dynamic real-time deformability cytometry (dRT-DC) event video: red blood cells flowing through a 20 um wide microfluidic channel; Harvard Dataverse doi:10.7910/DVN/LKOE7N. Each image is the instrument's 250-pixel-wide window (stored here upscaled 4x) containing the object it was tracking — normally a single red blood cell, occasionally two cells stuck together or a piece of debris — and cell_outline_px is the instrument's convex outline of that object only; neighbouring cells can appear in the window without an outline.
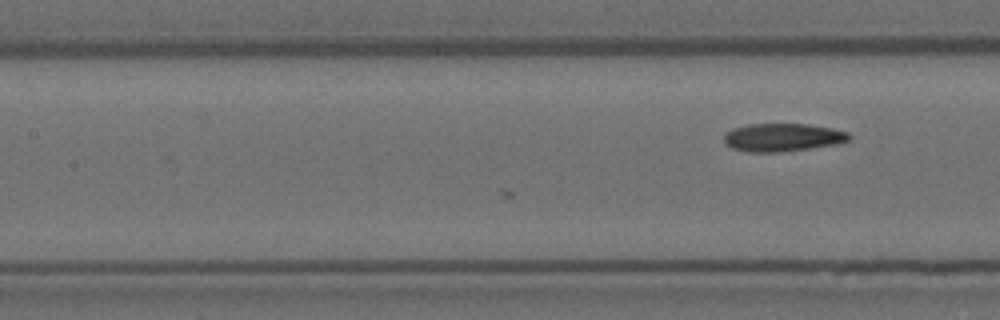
{"species": "Egyptian fruit bat (a non-hibernating species)", "species_latin": "Rousettus aegyptiacus", "temperature_condition": "room temperature", "stored_images_in_passage": 11, "camera_frame_rate_fps": 3000, "um_per_image_px": 0.085, "animal": {"sex": "female"}, "frame": {"image": 1, "passage_image": 11, "time_ms": 3.333, "image_size_px": [1000, 320], "cell_outline_px": [[852, 136], [848, 140], [836, 144], [780, 152], [748, 152], [732, 148], [724, 144], [724, 132], [732, 128], [748, 124], [808, 124], [832, 128], [848, 132]], "centroid_in_image_um": [66.48, 11.67], "position_along_channel_um": 140.9, "area_um2": 20.52}}